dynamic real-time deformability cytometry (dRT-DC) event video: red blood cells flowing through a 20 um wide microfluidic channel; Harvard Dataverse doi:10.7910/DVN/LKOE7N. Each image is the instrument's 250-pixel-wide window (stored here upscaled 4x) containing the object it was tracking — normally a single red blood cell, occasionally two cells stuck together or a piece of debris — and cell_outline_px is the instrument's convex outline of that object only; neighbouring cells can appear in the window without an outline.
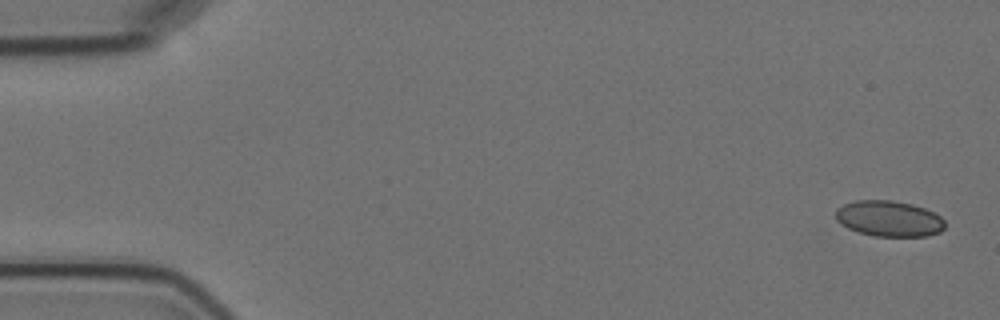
{"species": "Egyptian fruit bat (a non-hibernating species)", "species_latin": "Rousettus aegyptiacus", "temperature_condition": "cold", "stored_images_in_passage": 7, "camera_frame_rate_fps": 3000, "um_per_image_px": 0.085, "animal": {"sex": "female"}, "frame": {"image": 1, "passage_image": 1, "time_ms": 0.0, "image_size_px": [1000, 320], "cell_outline_px": [[944, 228], [940, 232], [928, 236], [872, 236], [848, 228], [840, 224], [836, 220], [836, 208], [844, 204], [856, 200], [892, 200], [912, 204], [924, 208], [940, 216], [944, 220]], "centroid_in_image_um": [75.55, 18.58], "position_along_channel_um": 9.4, "area_um2": 22.83}}
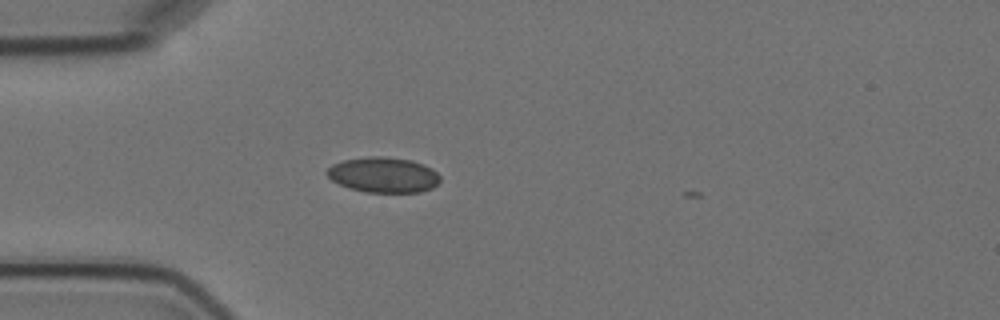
{"frame": {"image": 2, "passage_image": 5, "time_ms": 4.667, "image_size_px": [1000, 320], "cell_outline_px": [[440, 180], [432, 188], [420, 192], [364, 192], [348, 188], [332, 180], [324, 172], [332, 164], [344, 160], [368, 156], [384, 156], [412, 160], [424, 164], [432, 168], [440, 176]], "centroid_in_image_um": [32.58, 14.86], "position_along_channel_um": 52.4, "area_um2": 23.47}}